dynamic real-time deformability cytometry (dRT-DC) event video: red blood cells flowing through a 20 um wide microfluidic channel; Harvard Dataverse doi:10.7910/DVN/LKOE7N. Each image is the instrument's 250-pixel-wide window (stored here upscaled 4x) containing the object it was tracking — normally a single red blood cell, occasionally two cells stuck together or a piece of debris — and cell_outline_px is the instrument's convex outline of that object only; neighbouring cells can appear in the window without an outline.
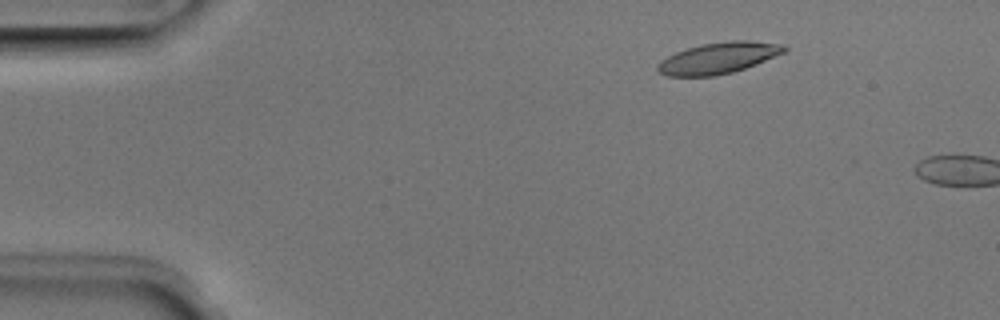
{"species": "Egyptian fruit bat (a non-hibernating species)", "species_latin": "Rousettus aegyptiacus", "temperature_condition": "room temperature", "stored_images_in_passage": 9, "camera_frame_rate_fps": 3000, "um_per_image_px": 0.085, "animal": {"sex": "male"}, "frame": {"image": 1, "passage_image": 7, "time_ms": 2.0, "image_size_px": [1000, 320], "cell_outline_px": [[788, 48], [784, 52], [756, 64], [732, 72], [716, 76], [668, 76], [660, 72], [656, 68], [660, 60], [676, 52], [700, 44], [732, 40], [748, 40], [784, 44]], "centroid_in_image_um": [61.07, 4.92], "position_along_channel_um": 23.9, "area_um2": 22.95}}